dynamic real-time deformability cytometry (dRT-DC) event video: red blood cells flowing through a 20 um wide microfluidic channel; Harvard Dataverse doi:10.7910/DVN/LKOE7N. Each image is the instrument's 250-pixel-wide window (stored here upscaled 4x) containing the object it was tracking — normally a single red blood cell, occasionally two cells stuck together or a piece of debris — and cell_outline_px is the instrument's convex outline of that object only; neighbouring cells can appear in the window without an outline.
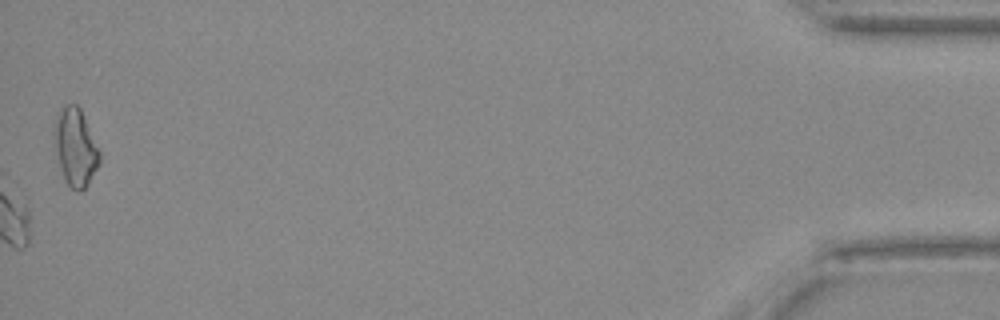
{"species": "Egyptian fruit bat (a non-hibernating species)", "species_latin": "Rousettus aegyptiacus", "temperature_condition": "warm", "stored_images_in_passage": 41, "camera_frame_rate_fps": 3000, "um_per_image_px": 0.085, "animal": {"sex": "female"}, "frame": {"image": 1, "passage_image": 41, "time_ms": 13.333, "image_size_px": [1000, 320], "cell_outline_px": [[100, 164], [88, 184], [80, 192], [76, 192], [68, 184], [64, 176], [56, 152], [52, 132], [56, 116], [60, 108], [64, 104], [76, 104], [80, 108], [100, 152]], "centroid_in_image_um": [6.4, 12.49], "position_along_channel_um": 428.8, "area_um2": 20.4}}